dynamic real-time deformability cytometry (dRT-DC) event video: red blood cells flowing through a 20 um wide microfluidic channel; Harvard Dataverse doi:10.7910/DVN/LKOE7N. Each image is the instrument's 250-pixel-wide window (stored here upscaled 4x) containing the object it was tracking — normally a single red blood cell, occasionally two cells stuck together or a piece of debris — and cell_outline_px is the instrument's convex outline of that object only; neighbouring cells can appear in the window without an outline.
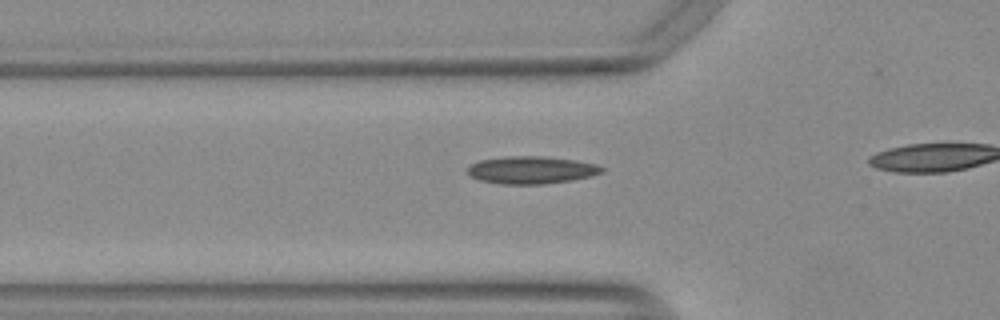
{"species": "Egyptian fruit bat (a non-hibernating species)", "species_latin": "Rousettus aegyptiacus", "temperature_condition": "warm", "stored_images_in_passage": 9, "camera_frame_rate_fps": 3000, "um_per_image_px": 0.085, "animal": {"sex": "female"}, "frame": {"image": 1, "passage_image": 4, "time_ms": 1.0, "image_size_px": [1000, 320], "cell_outline_px": [[604, 172], [592, 176], [572, 180], [544, 184], [504, 184], [480, 180], [464, 172], [468, 164], [480, 160], [504, 156], [544, 156], [572, 160], [596, 164], [604, 168]], "centroid_in_image_um": [45.12, 14.45], "position_along_channel_um": 80.7, "area_um2": 21.68}}
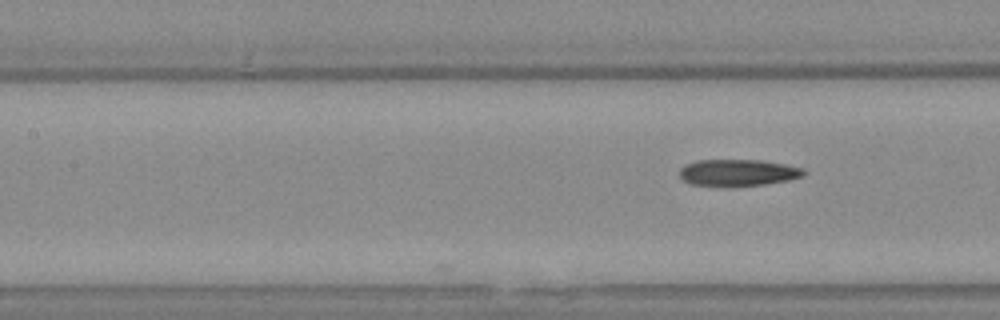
{"frame": {"image": 2, "passage_image": 9, "time_ms": 2.667, "image_size_px": [1000, 320], "cell_outline_px": [[804, 176], [788, 180], [764, 184], [732, 188], [724, 188], [692, 184], [680, 180], [680, 168], [696, 160], [760, 160], [784, 164], [804, 168]], "centroid_in_image_um": [62.69, 14.7], "position_along_channel_um": 144.7, "area_um2": 19.77}}